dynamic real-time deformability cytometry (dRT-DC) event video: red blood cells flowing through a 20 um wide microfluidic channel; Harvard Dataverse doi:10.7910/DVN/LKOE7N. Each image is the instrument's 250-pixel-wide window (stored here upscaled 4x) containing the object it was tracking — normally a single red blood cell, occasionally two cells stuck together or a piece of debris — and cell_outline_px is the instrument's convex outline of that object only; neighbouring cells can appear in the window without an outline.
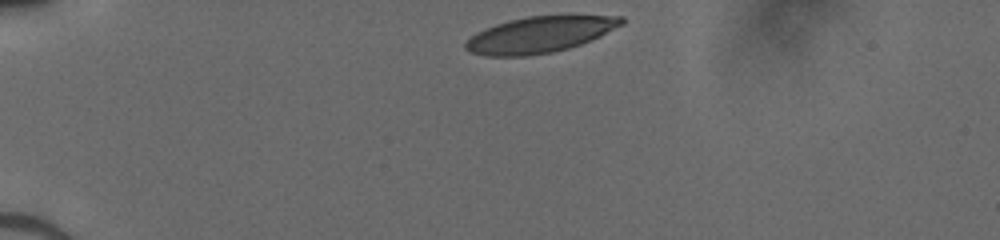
{"species": "human", "species_latin": "Homo sapiens", "temperature_condition": "cold", "stored_images_in_passage": 32, "camera_frame_rate_fps": 3000, "um_per_image_px": 0.085, "donor": {"sex": "male"}, "frame": {"image": 1, "passage_image": 1, "time_ms": 0.0, "image_size_px": [1000, 240], "cell_outline_px": [[624, 24], [592, 40], [568, 48], [552, 52], [524, 56], [488, 56], [472, 52], [464, 48], [464, 44], [476, 32], [484, 28], [508, 20], [528, 16], [624, 16]], "centroid_in_image_um": [45.87, 2.94], "position_along_channel_um": 39.1, "area_um2": 32.54}}
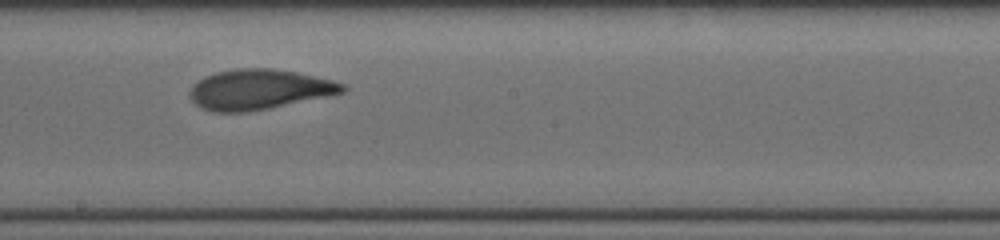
{"frame": {"image": 2, "passage_image": 19, "time_ms": 6.0, "image_size_px": [1000, 240], "cell_outline_px": [[348, 88], [344, 92], [268, 108], [244, 112], [212, 112], [196, 104], [192, 100], [188, 92], [204, 76], [216, 72], [236, 68], [272, 68], [296, 72], [332, 80], [344, 84]], "centroid_in_image_um": [22.01, 7.59], "position_along_channel_um": 226.2, "area_um2": 35.26}}
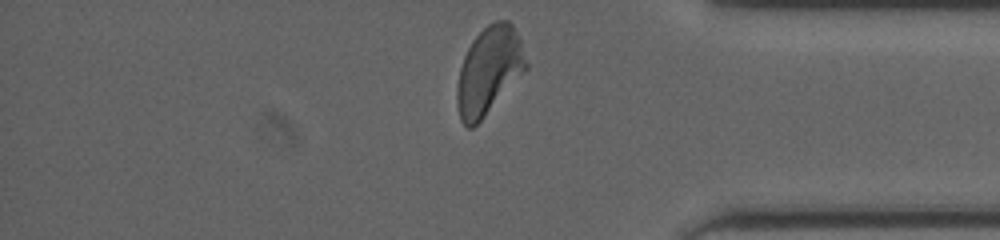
{"frame": {"image": 3, "passage_image": 32, "time_ms": 10.333, "image_size_px": [1000, 240], "cell_outline_px": [[528, 68], [480, 120], [472, 128], [468, 128], [460, 120], [456, 100], [456, 88], [460, 68], [464, 56], [472, 40], [488, 24], [496, 20], [508, 20], [512, 24], [520, 40], [528, 64]], "centroid_in_image_um": [41.55, 5.99], "position_along_channel_um": 393.7, "area_um2": 34.8}}